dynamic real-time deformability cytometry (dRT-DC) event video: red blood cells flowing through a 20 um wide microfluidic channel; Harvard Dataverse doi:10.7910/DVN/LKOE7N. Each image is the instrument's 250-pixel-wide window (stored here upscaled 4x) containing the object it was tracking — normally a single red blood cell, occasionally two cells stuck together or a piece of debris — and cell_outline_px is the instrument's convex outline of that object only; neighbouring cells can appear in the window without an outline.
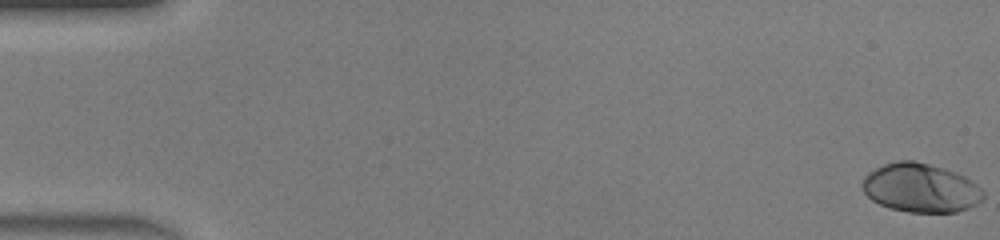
{"species": "human", "species_latin": "Homo sapiens", "temperature_condition": "warm", "stored_images_in_passage": 47, "camera_frame_rate_fps": 3000, "um_per_image_px": 0.085, "donor": {"sex": "male"}, "frame": {"image": 1, "passage_image": 1, "time_ms": 0.0, "image_size_px": [1000, 240], "cell_outline_px": [[984, 196], [976, 204], [968, 208], [956, 212], [908, 212], [888, 208], [872, 200], [864, 192], [860, 184], [864, 176], [868, 172], [884, 164], [896, 160], [912, 160], [944, 168], [956, 172], [972, 180], [984, 192]], "centroid_in_image_um": [78.22, 15.97], "position_along_channel_um": 6.8, "area_um2": 34.56}}
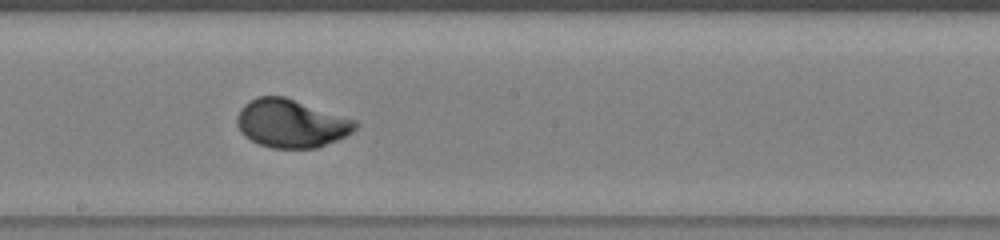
{"frame": {"image": 2, "passage_image": 27, "time_ms": 8.667, "image_size_px": [1000, 240], "cell_outline_px": [[360, 124], [352, 132], [336, 140], [316, 148], [272, 148], [260, 144], [244, 136], [240, 132], [236, 124], [236, 116], [240, 108], [244, 104], [260, 96], [284, 96], [356, 120]], "centroid_in_image_um": [24.73, 10.49], "position_along_channel_um": 223.5, "area_um2": 33.18}}
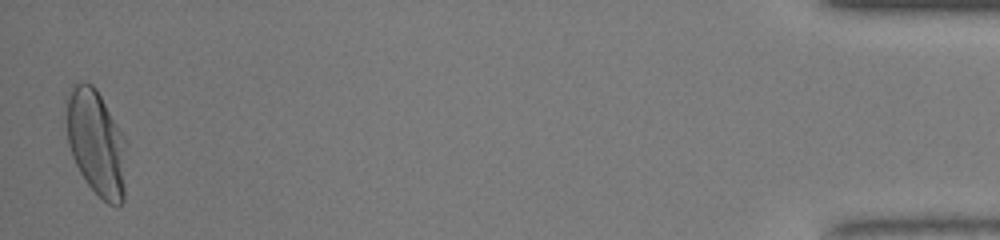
{"frame": {"image": 3, "passage_image": 47, "time_ms": 15.333, "image_size_px": [1000, 240], "cell_outline_px": [[128, 144], [124, 200], [120, 204], [108, 204], [88, 184], [80, 172], [72, 156], [68, 140], [64, 100], [72, 88], [76, 84], [84, 80], [92, 84], [96, 88], [128, 140]], "centroid_in_image_um": [8.22, 12.1], "position_along_channel_um": 427.0, "area_um2": 37.8}, "authors_computed_cell_mechanics": {"area_um2": 33.1772, "velocity_mm_per_s": 4.421, "shape_relaxation_time_tau1_ms": 2.4459, "shape_relaxation_time_tau2_ms": null, "deformation_change_tau1": 0.199, "deformation_change_tau2": null}}